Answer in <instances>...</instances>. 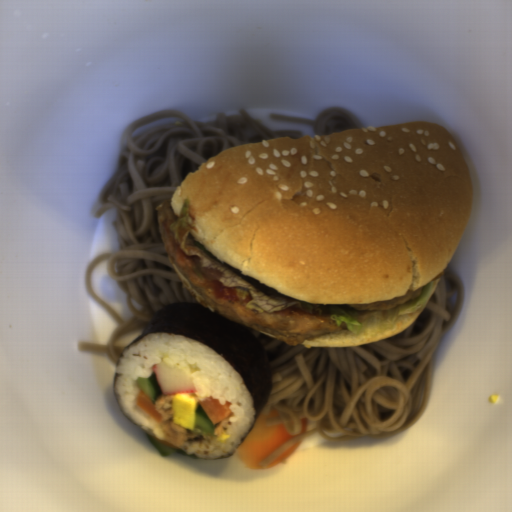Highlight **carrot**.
Returning a JSON list of instances; mask_svg holds the SVG:
<instances>
[{
    "instance_id": "2",
    "label": "carrot",
    "mask_w": 512,
    "mask_h": 512,
    "mask_svg": "<svg viewBox=\"0 0 512 512\" xmlns=\"http://www.w3.org/2000/svg\"><path fill=\"white\" fill-rule=\"evenodd\" d=\"M136 405L144 410L157 423L161 420L162 415L156 411V405L152 400L140 389Z\"/></svg>"
},
{
    "instance_id": "1",
    "label": "carrot",
    "mask_w": 512,
    "mask_h": 512,
    "mask_svg": "<svg viewBox=\"0 0 512 512\" xmlns=\"http://www.w3.org/2000/svg\"><path fill=\"white\" fill-rule=\"evenodd\" d=\"M279 416L278 411L270 408L269 414L260 413L253 426L251 425L239 445L234 450L238 460L251 470H267L279 465L300 447L302 439L290 446L282 454L265 466L264 459L287 442L303 435L306 432L308 420L301 419L300 433L291 436L284 424L269 425L267 420Z\"/></svg>"
},
{
    "instance_id": "3",
    "label": "carrot",
    "mask_w": 512,
    "mask_h": 512,
    "mask_svg": "<svg viewBox=\"0 0 512 512\" xmlns=\"http://www.w3.org/2000/svg\"><path fill=\"white\" fill-rule=\"evenodd\" d=\"M150 436H151V439H153V440L157 441L158 443H160V444H162V445H164V446L171 447V448H174V449H181V448H179V447L175 446L174 444H172V443H170V442H167V441H165V440H162V439H160V438H158V437H155V436H153V435H151V434H150Z\"/></svg>"
}]
</instances>
